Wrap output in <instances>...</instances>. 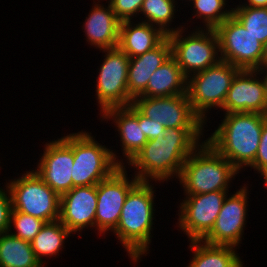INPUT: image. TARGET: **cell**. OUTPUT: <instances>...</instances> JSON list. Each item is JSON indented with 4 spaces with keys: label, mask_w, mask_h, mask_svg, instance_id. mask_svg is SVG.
Returning <instances> with one entry per match:
<instances>
[{
    "label": "cell",
    "mask_w": 267,
    "mask_h": 267,
    "mask_svg": "<svg viewBox=\"0 0 267 267\" xmlns=\"http://www.w3.org/2000/svg\"><path fill=\"white\" fill-rule=\"evenodd\" d=\"M261 181L264 183L263 185H265V188H267V175L265 177H263V179Z\"/></svg>",
    "instance_id": "8d00e7d4"
},
{
    "label": "cell",
    "mask_w": 267,
    "mask_h": 267,
    "mask_svg": "<svg viewBox=\"0 0 267 267\" xmlns=\"http://www.w3.org/2000/svg\"><path fill=\"white\" fill-rule=\"evenodd\" d=\"M257 72L263 80L266 95H267V63H263L260 67H258Z\"/></svg>",
    "instance_id": "e575fe53"
},
{
    "label": "cell",
    "mask_w": 267,
    "mask_h": 267,
    "mask_svg": "<svg viewBox=\"0 0 267 267\" xmlns=\"http://www.w3.org/2000/svg\"><path fill=\"white\" fill-rule=\"evenodd\" d=\"M70 236L74 235L60 220L46 222L31 241L32 249L40 263L44 266L47 263L45 260L48 258H58L59 253L66 249L64 248L66 247L65 243Z\"/></svg>",
    "instance_id": "cb8c5ba5"
},
{
    "label": "cell",
    "mask_w": 267,
    "mask_h": 267,
    "mask_svg": "<svg viewBox=\"0 0 267 267\" xmlns=\"http://www.w3.org/2000/svg\"><path fill=\"white\" fill-rule=\"evenodd\" d=\"M178 8L179 6L175 0H144L140 10L139 20L156 26L166 35H169L186 27L185 22H182V24L184 23L183 25L178 26L177 24L175 27L172 26V23H175V15L178 14Z\"/></svg>",
    "instance_id": "484cf974"
},
{
    "label": "cell",
    "mask_w": 267,
    "mask_h": 267,
    "mask_svg": "<svg viewBox=\"0 0 267 267\" xmlns=\"http://www.w3.org/2000/svg\"><path fill=\"white\" fill-rule=\"evenodd\" d=\"M98 120L107 123L112 121V125L114 124L112 127H115L119 134L117 136L120 138L119 145L122 152V156H118L120 166L125 167L148 142L143 134L142 125L138 123V109L133 104L127 107L108 109Z\"/></svg>",
    "instance_id": "ac0fdd59"
},
{
    "label": "cell",
    "mask_w": 267,
    "mask_h": 267,
    "mask_svg": "<svg viewBox=\"0 0 267 267\" xmlns=\"http://www.w3.org/2000/svg\"><path fill=\"white\" fill-rule=\"evenodd\" d=\"M132 104L145 117L168 129H205L208 126L192 110L187 93L160 98L136 97Z\"/></svg>",
    "instance_id": "9a60e30c"
},
{
    "label": "cell",
    "mask_w": 267,
    "mask_h": 267,
    "mask_svg": "<svg viewBox=\"0 0 267 267\" xmlns=\"http://www.w3.org/2000/svg\"><path fill=\"white\" fill-rule=\"evenodd\" d=\"M21 176L5 179L11 194L12 210H16L46 222L59 220L61 196L48 186L30 168Z\"/></svg>",
    "instance_id": "ba28073f"
},
{
    "label": "cell",
    "mask_w": 267,
    "mask_h": 267,
    "mask_svg": "<svg viewBox=\"0 0 267 267\" xmlns=\"http://www.w3.org/2000/svg\"><path fill=\"white\" fill-rule=\"evenodd\" d=\"M222 114L223 120L213 133H208L205 141L239 172L242 169L244 172L255 160L267 115L249 112Z\"/></svg>",
    "instance_id": "3957f363"
},
{
    "label": "cell",
    "mask_w": 267,
    "mask_h": 267,
    "mask_svg": "<svg viewBox=\"0 0 267 267\" xmlns=\"http://www.w3.org/2000/svg\"><path fill=\"white\" fill-rule=\"evenodd\" d=\"M137 20H126L120 23L117 47L129 58L148 52L167 37L158 27Z\"/></svg>",
    "instance_id": "44dd1931"
},
{
    "label": "cell",
    "mask_w": 267,
    "mask_h": 267,
    "mask_svg": "<svg viewBox=\"0 0 267 267\" xmlns=\"http://www.w3.org/2000/svg\"><path fill=\"white\" fill-rule=\"evenodd\" d=\"M223 113L267 115V95L257 70L241 69L234 77L222 106Z\"/></svg>",
    "instance_id": "2e32d148"
},
{
    "label": "cell",
    "mask_w": 267,
    "mask_h": 267,
    "mask_svg": "<svg viewBox=\"0 0 267 267\" xmlns=\"http://www.w3.org/2000/svg\"><path fill=\"white\" fill-rule=\"evenodd\" d=\"M263 63H267V41L264 44V62Z\"/></svg>",
    "instance_id": "d590c367"
},
{
    "label": "cell",
    "mask_w": 267,
    "mask_h": 267,
    "mask_svg": "<svg viewBox=\"0 0 267 267\" xmlns=\"http://www.w3.org/2000/svg\"><path fill=\"white\" fill-rule=\"evenodd\" d=\"M222 61L240 69L256 70L264 62V44L232 14L215 29Z\"/></svg>",
    "instance_id": "30bf717a"
},
{
    "label": "cell",
    "mask_w": 267,
    "mask_h": 267,
    "mask_svg": "<svg viewBox=\"0 0 267 267\" xmlns=\"http://www.w3.org/2000/svg\"><path fill=\"white\" fill-rule=\"evenodd\" d=\"M233 15L263 44L267 41V7L233 6Z\"/></svg>",
    "instance_id": "83f0119b"
},
{
    "label": "cell",
    "mask_w": 267,
    "mask_h": 267,
    "mask_svg": "<svg viewBox=\"0 0 267 267\" xmlns=\"http://www.w3.org/2000/svg\"><path fill=\"white\" fill-rule=\"evenodd\" d=\"M175 1H176V4L177 3L179 4L178 0H175ZM179 1H182V4L185 2H188L187 4L189 5V3H191L193 0H179ZM183 1H185V2H183Z\"/></svg>",
    "instance_id": "74e56055"
},
{
    "label": "cell",
    "mask_w": 267,
    "mask_h": 267,
    "mask_svg": "<svg viewBox=\"0 0 267 267\" xmlns=\"http://www.w3.org/2000/svg\"><path fill=\"white\" fill-rule=\"evenodd\" d=\"M190 26L189 31V27H184L167 35L171 42L172 56L186 78L216 65L221 60L215 30Z\"/></svg>",
    "instance_id": "52a82bcc"
},
{
    "label": "cell",
    "mask_w": 267,
    "mask_h": 267,
    "mask_svg": "<svg viewBox=\"0 0 267 267\" xmlns=\"http://www.w3.org/2000/svg\"><path fill=\"white\" fill-rule=\"evenodd\" d=\"M128 169L118 168L111 176L97 184V207L95 214V235L107 237L118 225L123 204L129 191L139 182ZM97 231V232H96ZM103 234V235H102ZM107 234V235H105Z\"/></svg>",
    "instance_id": "8fae6325"
},
{
    "label": "cell",
    "mask_w": 267,
    "mask_h": 267,
    "mask_svg": "<svg viewBox=\"0 0 267 267\" xmlns=\"http://www.w3.org/2000/svg\"><path fill=\"white\" fill-rule=\"evenodd\" d=\"M241 1V2H240ZM238 5L234 6H245V7H267V0H242L238 1Z\"/></svg>",
    "instance_id": "836d02e7"
},
{
    "label": "cell",
    "mask_w": 267,
    "mask_h": 267,
    "mask_svg": "<svg viewBox=\"0 0 267 267\" xmlns=\"http://www.w3.org/2000/svg\"><path fill=\"white\" fill-rule=\"evenodd\" d=\"M0 267H46L37 259L31 242L0 233Z\"/></svg>",
    "instance_id": "d4e9b609"
},
{
    "label": "cell",
    "mask_w": 267,
    "mask_h": 267,
    "mask_svg": "<svg viewBox=\"0 0 267 267\" xmlns=\"http://www.w3.org/2000/svg\"><path fill=\"white\" fill-rule=\"evenodd\" d=\"M228 192L184 195L177 206V230L183 232L188 241L202 240L213 228Z\"/></svg>",
    "instance_id": "7c38bea8"
},
{
    "label": "cell",
    "mask_w": 267,
    "mask_h": 267,
    "mask_svg": "<svg viewBox=\"0 0 267 267\" xmlns=\"http://www.w3.org/2000/svg\"><path fill=\"white\" fill-rule=\"evenodd\" d=\"M239 173L232 163L204 141L186 159L176 183L183 188V195L229 191Z\"/></svg>",
    "instance_id": "277c9868"
},
{
    "label": "cell",
    "mask_w": 267,
    "mask_h": 267,
    "mask_svg": "<svg viewBox=\"0 0 267 267\" xmlns=\"http://www.w3.org/2000/svg\"><path fill=\"white\" fill-rule=\"evenodd\" d=\"M241 69L220 60L216 65L187 78V94L192 110L205 123L209 114L222 106L235 75ZM214 110H213V109Z\"/></svg>",
    "instance_id": "8992f818"
},
{
    "label": "cell",
    "mask_w": 267,
    "mask_h": 267,
    "mask_svg": "<svg viewBox=\"0 0 267 267\" xmlns=\"http://www.w3.org/2000/svg\"><path fill=\"white\" fill-rule=\"evenodd\" d=\"M64 135L44 144L37 167L32 168L60 196L72 189L74 164L73 132Z\"/></svg>",
    "instance_id": "5bb4252c"
},
{
    "label": "cell",
    "mask_w": 267,
    "mask_h": 267,
    "mask_svg": "<svg viewBox=\"0 0 267 267\" xmlns=\"http://www.w3.org/2000/svg\"><path fill=\"white\" fill-rule=\"evenodd\" d=\"M205 131L166 128L163 135L148 140L125 167L133 168L132 173L139 181L154 182L155 185L174 181L189 155L205 141V136H208L204 135L207 134Z\"/></svg>",
    "instance_id": "6da1fadb"
},
{
    "label": "cell",
    "mask_w": 267,
    "mask_h": 267,
    "mask_svg": "<svg viewBox=\"0 0 267 267\" xmlns=\"http://www.w3.org/2000/svg\"><path fill=\"white\" fill-rule=\"evenodd\" d=\"M0 187V233H6L10 227V215L12 211L11 194L6 183Z\"/></svg>",
    "instance_id": "1f68e13d"
},
{
    "label": "cell",
    "mask_w": 267,
    "mask_h": 267,
    "mask_svg": "<svg viewBox=\"0 0 267 267\" xmlns=\"http://www.w3.org/2000/svg\"><path fill=\"white\" fill-rule=\"evenodd\" d=\"M188 249L192 258L186 267H245L238 248L210 245L202 240H191ZM242 258V259H241Z\"/></svg>",
    "instance_id": "7402d4cb"
},
{
    "label": "cell",
    "mask_w": 267,
    "mask_h": 267,
    "mask_svg": "<svg viewBox=\"0 0 267 267\" xmlns=\"http://www.w3.org/2000/svg\"><path fill=\"white\" fill-rule=\"evenodd\" d=\"M249 184L228 193L211 231L202 239L210 245L232 246L238 249L247 226ZM232 194V195H231Z\"/></svg>",
    "instance_id": "4fadbf2b"
},
{
    "label": "cell",
    "mask_w": 267,
    "mask_h": 267,
    "mask_svg": "<svg viewBox=\"0 0 267 267\" xmlns=\"http://www.w3.org/2000/svg\"><path fill=\"white\" fill-rule=\"evenodd\" d=\"M44 224L45 222L41 219L12 210L8 232L15 237L31 242Z\"/></svg>",
    "instance_id": "f1b7e54d"
},
{
    "label": "cell",
    "mask_w": 267,
    "mask_h": 267,
    "mask_svg": "<svg viewBox=\"0 0 267 267\" xmlns=\"http://www.w3.org/2000/svg\"><path fill=\"white\" fill-rule=\"evenodd\" d=\"M153 182L139 181L128 193L120 220L112 231L133 264L149 254L155 227V193ZM154 220V221H153ZM140 260V261H139Z\"/></svg>",
    "instance_id": "7a4b0ae2"
},
{
    "label": "cell",
    "mask_w": 267,
    "mask_h": 267,
    "mask_svg": "<svg viewBox=\"0 0 267 267\" xmlns=\"http://www.w3.org/2000/svg\"><path fill=\"white\" fill-rule=\"evenodd\" d=\"M228 1L229 0H193L190 3L191 5L188 6L194 8L192 11V13H194L190 15V21L187 20V22L192 23L195 21L194 18H196L200 21V25H195L193 28L215 29L233 13V8L228 5Z\"/></svg>",
    "instance_id": "4316f807"
},
{
    "label": "cell",
    "mask_w": 267,
    "mask_h": 267,
    "mask_svg": "<svg viewBox=\"0 0 267 267\" xmlns=\"http://www.w3.org/2000/svg\"><path fill=\"white\" fill-rule=\"evenodd\" d=\"M108 1L116 17L122 22L139 19L144 0H105Z\"/></svg>",
    "instance_id": "f546056e"
},
{
    "label": "cell",
    "mask_w": 267,
    "mask_h": 267,
    "mask_svg": "<svg viewBox=\"0 0 267 267\" xmlns=\"http://www.w3.org/2000/svg\"><path fill=\"white\" fill-rule=\"evenodd\" d=\"M138 123L139 125H142L143 134L148 140H152L157 136L163 135V131L166 129V127H164L162 124L145 117L139 110Z\"/></svg>",
    "instance_id": "d6a6232c"
},
{
    "label": "cell",
    "mask_w": 267,
    "mask_h": 267,
    "mask_svg": "<svg viewBox=\"0 0 267 267\" xmlns=\"http://www.w3.org/2000/svg\"><path fill=\"white\" fill-rule=\"evenodd\" d=\"M91 132H73V176L72 188L97 185L111 176L121 166L118 154L112 147L99 143Z\"/></svg>",
    "instance_id": "5b68a950"
},
{
    "label": "cell",
    "mask_w": 267,
    "mask_h": 267,
    "mask_svg": "<svg viewBox=\"0 0 267 267\" xmlns=\"http://www.w3.org/2000/svg\"><path fill=\"white\" fill-rule=\"evenodd\" d=\"M250 171L259 174V178L262 179L267 175V116L264 119L263 130L261 133V139L259 143V148L256 153L254 162L249 166Z\"/></svg>",
    "instance_id": "4dcf8cb0"
},
{
    "label": "cell",
    "mask_w": 267,
    "mask_h": 267,
    "mask_svg": "<svg viewBox=\"0 0 267 267\" xmlns=\"http://www.w3.org/2000/svg\"><path fill=\"white\" fill-rule=\"evenodd\" d=\"M172 56L168 36L155 48L144 54L130 58L127 88L129 97L134 100L147 88L152 74Z\"/></svg>",
    "instance_id": "ffe728a7"
},
{
    "label": "cell",
    "mask_w": 267,
    "mask_h": 267,
    "mask_svg": "<svg viewBox=\"0 0 267 267\" xmlns=\"http://www.w3.org/2000/svg\"><path fill=\"white\" fill-rule=\"evenodd\" d=\"M97 185L77 186L61 195L60 222L74 235L95 229ZM78 233V234H77Z\"/></svg>",
    "instance_id": "e0dca14e"
},
{
    "label": "cell",
    "mask_w": 267,
    "mask_h": 267,
    "mask_svg": "<svg viewBox=\"0 0 267 267\" xmlns=\"http://www.w3.org/2000/svg\"><path fill=\"white\" fill-rule=\"evenodd\" d=\"M103 54L102 64L96 77L95 99L99 115L111 108L127 107L133 103L128 95L127 79L130 58L118 47L99 50Z\"/></svg>",
    "instance_id": "9c48e42d"
},
{
    "label": "cell",
    "mask_w": 267,
    "mask_h": 267,
    "mask_svg": "<svg viewBox=\"0 0 267 267\" xmlns=\"http://www.w3.org/2000/svg\"><path fill=\"white\" fill-rule=\"evenodd\" d=\"M187 93V78L171 56L151 76L139 97H169Z\"/></svg>",
    "instance_id": "603a6c76"
},
{
    "label": "cell",
    "mask_w": 267,
    "mask_h": 267,
    "mask_svg": "<svg viewBox=\"0 0 267 267\" xmlns=\"http://www.w3.org/2000/svg\"><path fill=\"white\" fill-rule=\"evenodd\" d=\"M96 1H92V8L82 24L85 40L90 46L99 50L116 48L121 21L107 1V5L102 3L103 0Z\"/></svg>",
    "instance_id": "d6986e66"
}]
</instances>
